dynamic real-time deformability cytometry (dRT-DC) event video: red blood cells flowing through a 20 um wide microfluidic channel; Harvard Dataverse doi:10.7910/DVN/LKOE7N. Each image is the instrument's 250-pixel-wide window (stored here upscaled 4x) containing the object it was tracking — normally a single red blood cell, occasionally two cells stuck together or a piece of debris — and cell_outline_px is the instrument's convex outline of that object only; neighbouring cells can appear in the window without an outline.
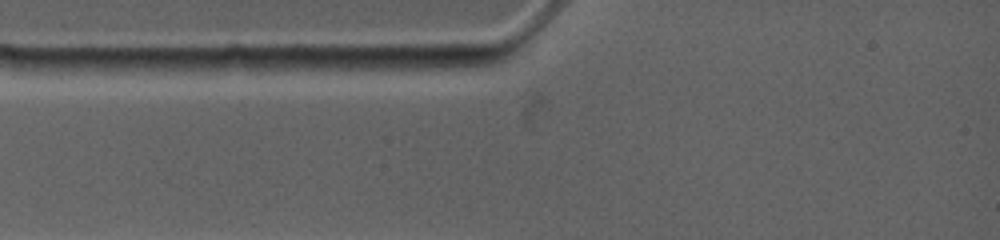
{"species": "common noctule bat (a hibernating species)", "species_latin": "Nyctalus noctula", "temperature_condition": "warm", "stored_images_in_passage": 2, "camera_frame_rate_fps": 4500, "um_per_image_px": 0.085, "animal": {"sex": "female", "body_mass_g": 19.0, "forearm_length_mm": 53.3}, "frame": {"image": 1, "passage_image": 1, "time_ms": 0.0, "image_size_px": [1000, 240], "cell_outline_px": [[500, 60], [492, 64], [460, 68], [420, 72], [360, 68], [372, 56], [476, 56]], "centroid_in_image_um": [36.14, 5.34], "position_along_channel_um": 48.9, "area_um2": 11.91}}